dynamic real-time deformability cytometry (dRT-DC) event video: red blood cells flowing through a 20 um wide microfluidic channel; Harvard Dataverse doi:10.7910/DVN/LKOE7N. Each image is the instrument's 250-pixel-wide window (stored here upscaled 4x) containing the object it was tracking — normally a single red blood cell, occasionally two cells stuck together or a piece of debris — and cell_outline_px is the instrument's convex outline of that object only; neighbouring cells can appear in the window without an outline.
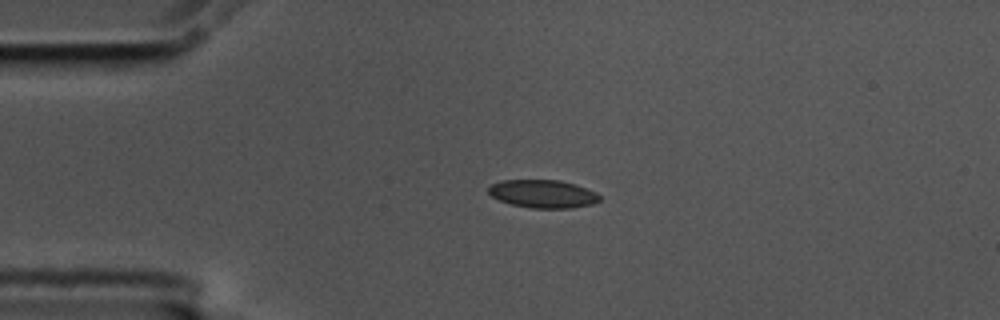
{"species": "common noctule bat (a hibernating species)", "species_latin": "Nyctalus noctula", "temperature_condition": "cold", "stored_images_in_passage": 45, "camera_frame_rate_fps": 3000, "um_per_image_px": 0.085, "animal": {"sex": "male", "body_mass_g": 17.5, "forearm_length_mm": 52.3}, "frame": {"image": 1, "passage_image": 1, "time_ms": 0.0, "image_size_px": [1000, 320], "cell_outline_px": [[600, 200], [592, 204], [572, 208], [532, 208], [512, 204], [500, 200], [492, 196], [488, 192], [488, 188], [492, 184], [504, 180], [560, 180], [576, 184], [596, 192], [600, 196]], "centroid_in_image_um": [46.18, 16.47], "position_along_channel_um": 38.8, "area_um2": 18.09}}
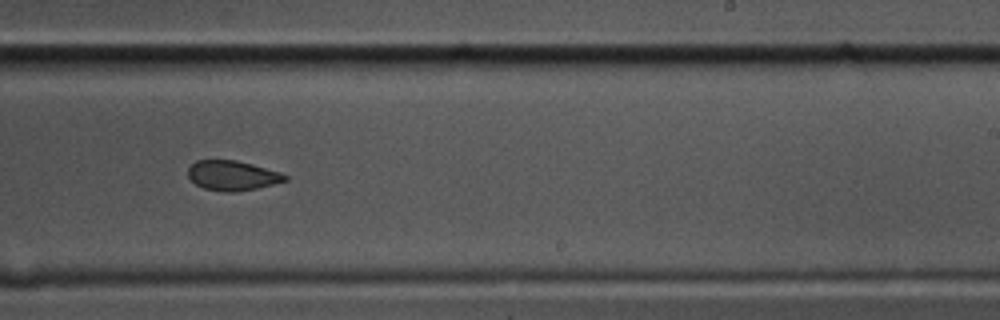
{"frame": {"image": 2, "passage_image": 23, "time_ms": 7.333, "image_size_px": [1000, 320], "cell_outline_px": [[288, 180], [256, 188], [236, 192], [224, 192], [204, 188], [196, 184], [188, 176], [188, 168], [196, 160], [236, 160], [252, 164], [280, 172], [288, 176]], "centroid_in_image_um": [19.75, 14.92], "position_along_channel_um": 269.3, "area_um2": 16.76}}
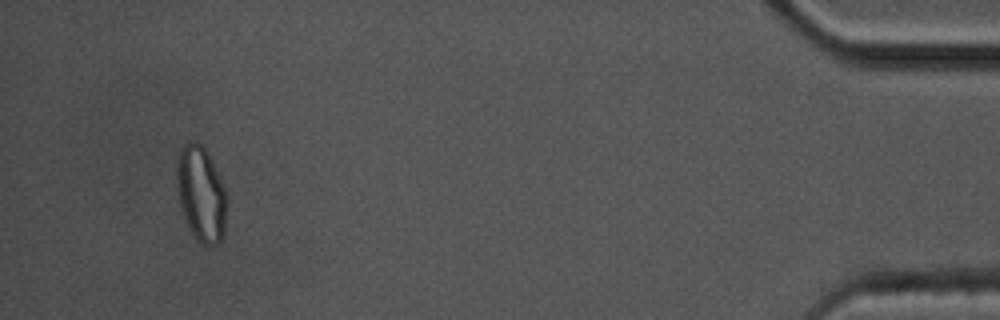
{"frame": {"image": 3, "passage_image": 42, "time_ms": 13.667, "image_size_px": [1000, 320], "cell_outline_px": [[224, 236], [216, 244], [208, 248], [196, 240], [184, 216], [180, 204], [176, 188], [176, 156], [180, 148], [188, 140], [196, 140], [208, 152], [224, 188]], "centroid_in_image_um": [17.03, 16.44], "position_along_channel_um": 418.2, "area_um2": 27.63}, "authors_computed_cell_mechanics": {"area_um2": 18.1492, "velocity_mm_per_s": 3.5177, "shape_relaxation_time_tau1_ms": 3.6391, "shape_relaxation_time_tau2_ms": 2.7109, "deformation_change_tau1": 0.0809, "deformation_change_tau2": 0.0557}}